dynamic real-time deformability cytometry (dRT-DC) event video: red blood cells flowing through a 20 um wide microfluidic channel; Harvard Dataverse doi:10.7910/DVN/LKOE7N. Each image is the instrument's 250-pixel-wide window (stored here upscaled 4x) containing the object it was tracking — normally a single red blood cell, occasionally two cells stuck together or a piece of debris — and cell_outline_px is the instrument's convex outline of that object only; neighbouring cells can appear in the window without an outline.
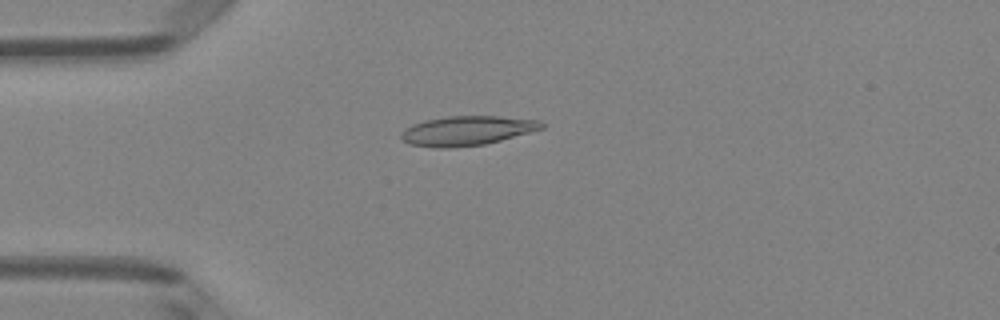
{"species": "Egyptian fruit bat (a non-hibernating species)", "species_latin": "Rousettus aegyptiacus", "temperature_condition": "room temperature", "stored_images_in_passage": 50, "camera_frame_rate_fps": 3000, "um_per_image_px": 0.085, "animal": {"sex": "female"}, "frame": {"image": 1, "passage_image": 13, "time_ms": 4.0, "image_size_px": [1000, 320], "cell_outline_px": [[544, 128], [500, 140], [484, 144], [448, 148], [432, 148], [412, 144], [404, 140], [400, 136], [412, 124], [424, 120], [448, 116], [500, 116], [540, 120], [544, 124]], "centroid_in_image_um": [39.72, 11.1], "position_along_channel_um": 45.3, "area_um2": 23.87}}
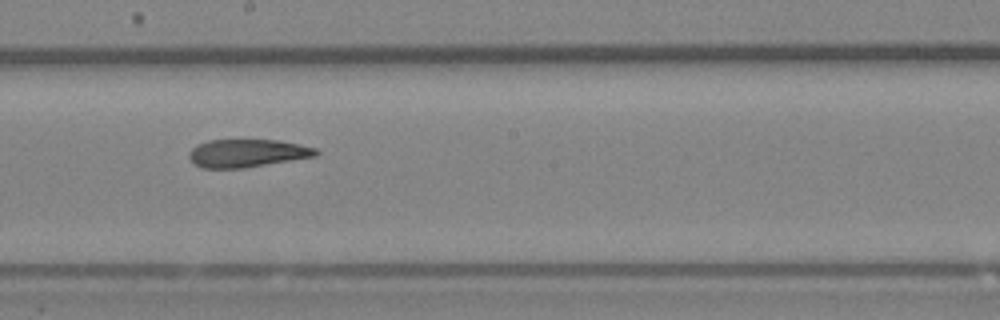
{"frame": {"image": 2, "passage_image": 28, "time_ms": 9.0, "image_size_px": [1000, 320], "cell_outline_px": [[320, 152], [316, 156], [244, 168], [200, 168], [188, 156], [192, 148], [196, 144], [208, 140], [276, 140], [300, 144], [316, 148]], "centroid_in_image_um": [21.01, 13.02], "position_along_channel_um": 227.2, "area_um2": 20.63}}
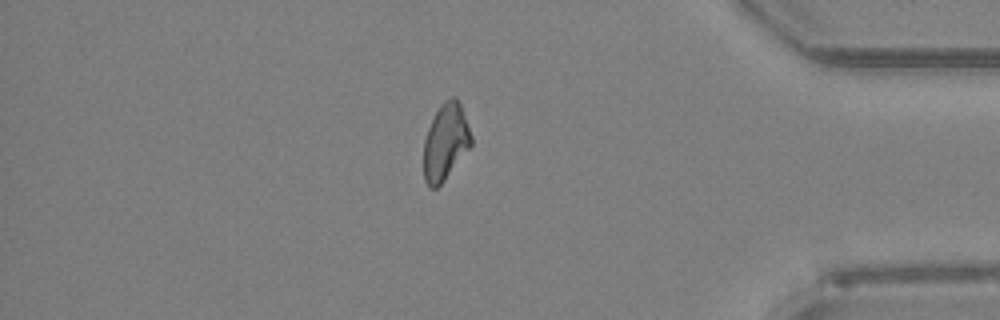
{"frame": {"image": 3, "passage_image": 43, "time_ms": 14.0, "image_size_px": [1000, 320], "cell_outline_px": [[472, 144], [444, 180], [436, 188], [428, 188], [424, 180], [424, 140], [428, 128], [440, 104], [444, 100], [452, 96], [456, 96], [460, 104], [472, 136]], "centroid_in_image_um": [37.86, 12.06], "position_along_channel_um": 397.3, "area_um2": 20.98}, "authors_computed_cell_mechanics": {"area_um2": 22.1663, "velocity_mm_per_s": 4.021, "shape_relaxation_time_tau1_ms": 11.0386, "shape_relaxation_time_tau2_ms": 2.4955, "deformation_change_tau1": 0.2644, "deformation_change_tau2": 0.1155}}